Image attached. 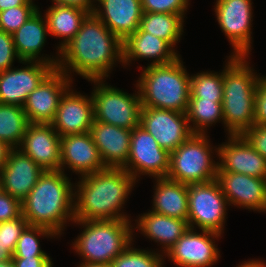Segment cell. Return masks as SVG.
I'll use <instances>...</instances> for the list:
<instances>
[{
    "label": "cell",
    "instance_id": "cell-22",
    "mask_svg": "<svg viewBox=\"0 0 266 267\" xmlns=\"http://www.w3.org/2000/svg\"><path fill=\"white\" fill-rule=\"evenodd\" d=\"M95 3L94 14L122 41L139 29L143 15L141 0H95Z\"/></svg>",
    "mask_w": 266,
    "mask_h": 267
},
{
    "label": "cell",
    "instance_id": "cell-41",
    "mask_svg": "<svg viewBox=\"0 0 266 267\" xmlns=\"http://www.w3.org/2000/svg\"><path fill=\"white\" fill-rule=\"evenodd\" d=\"M255 125H266V76H260L255 92Z\"/></svg>",
    "mask_w": 266,
    "mask_h": 267
},
{
    "label": "cell",
    "instance_id": "cell-6",
    "mask_svg": "<svg viewBox=\"0 0 266 267\" xmlns=\"http://www.w3.org/2000/svg\"><path fill=\"white\" fill-rule=\"evenodd\" d=\"M83 231L72 242L81 263H107L120 255L133 241L131 220H81L73 221Z\"/></svg>",
    "mask_w": 266,
    "mask_h": 267
},
{
    "label": "cell",
    "instance_id": "cell-5",
    "mask_svg": "<svg viewBox=\"0 0 266 267\" xmlns=\"http://www.w3.org/2000/svg\"><path fill=\"white\" fill-rule=\"evenodd\" d=\"M137 80L142 107L186 113L191 76L181 56L164 65H147Z\"/></svg>",
    "mask_w": 266,
    "mask_h": 267
},
{
    "label": "cell",
    "instance_id": "cell-34",
    "mask_svg": "<svg viewBox=\"0 0 266 267\" xmlns=\"http://www.w3.org/2000/svg\"><path fill=\"white\" fill-rule=\"evenodd\" d=\"M55 238L58 236L51 230L28 225L22 232L17 241L13 257H32V256H49L44 250L41 249L39 237Z\"/></svg>",
    "mask_w": 266,
    "mask_h": 267
},
{
    "label": "cell",
    "instance_id": "cell-7",
    "mask_svg": "<svg viewBox=\"0 0 266 267\" xmlns=\"http://www.w3.org/2000/svg\"><path fill=\"white\" fill-rule=\"evenodd\" d=\"M207 135L193 133L170 152L167 178L186 185L205 183L217 178L218 162H215L212 154L214 151L215 155L218 154V147H212Z\"/></svg>",
    "mask_w": 266,
    "mask_h": 267
},
{
    "label": "cell",
    "instance_id": "cell-28",
    "mask_svg": "<svg viewBox=\"0 0 266 267\" xmlns=\"http://www.w3.org/2000/svg\"><path fill=\"white\" fill-rule=\"evenodd\" d=\"M48 33L62 41L56 48L59 51L65 47L81 28L83 21L90 14L87 11L72 7L53 4L45 12Z\"/></svg>",
    "mask_w": 266,
    "mask_h": 267
},
{
    "label": "cell",
    "instance_id": "cell-3",
    "mask_svg": "<svg viewBox=\"0 0 266 267\" xmlns=\"http://www.w3.org/2000/svg\"><path fill=\"white\" fill-rule=\"evenodd\" d=\"M66 175L61 170L44 171L21 202L29 225L47 228L58 237L66 223L74 221V183Z\"/></svg>",
    "mask_w": 266,
    "mask_h": 267
},
{
    "label": "cell",
    "instance_id": "cell-48",
    "mask_svg": "<svg viewBox=\"0 0 266 267\" xmlns=\"http://www.w3.org/2000/svg\"><path fill=\"white\" fill-rule=\"evenodd\" d=\"M78 267H111L107 263H81Z\"/></svg>",
    "mask_w": 266,
    "mask_h": 267
},
{
    "label": "cell",
    "instance_id": "cell-50",
    "mask_svg": "<svg viewBox=\"0 0 266 267\" xmlns=\"http://www.w3.org/2000/svg\"><path fill=\"white\" fill-rule=\"evenodd\" d=\"M26 2L30 3V4H33L35 5L34 1L33 0H26Z\"/></svg>",
    "mask_w": 266,
    "mask_h": 267
},
{
    "label": "cell",
    "instance_id": "cell-44",
    "mask_svg": "<svg viewBox=\"0 0 266 267\" xmlns=\"http://www.w3.org/2000/svg\"><path fill=\"white\" fill-rule=\"evenodd\" d=\"M26 0H0V12L12 7L25 5Z\"/></svg>",
    "mask_w": 266,
    "mask_h": 267
},
{
    "label": "cell",
    "instance_id": "cell-36",
    "mask_svg": "<svg viewBox=\"0 0 266 267\" xmlns=\"http://www.w3.org/2000/svg\"><path fill=\"white\" fill-rule=\"evenodd\" d=\"M28 225L23 215L13 220L0 222V241L12 254L15 252L18 239Z\"/></svg>",
    "mask_w": 266,
    "mask_h": 267
},
{
    "label": "cell",
    "instance_id": "cell-18",
    "mask_svg": "<svg viewBox=\"0 0 266 267\" xmlns=\"http://www.w3.org/2000/svg\"><path fill=\"white\" fill-rule=\"evenodd\" d=\"M60 137L51 124L30 123L18 149L44 171H58L61 166Z\"/></svg>",
    "mask_w": 266,
    "mask_h": 267
},
{
    "label": "cell",
    "instance_id": "cell-31",
    "mask_svg": "<svg viewBox=\"0 0 266 267\" xmlns=\"http://www.w3.org/2000/svg\"><path fill=\"white\" fill-rule=\"evenodd\" d=\"M185 114L193 133L206 134L212 124L219 121L224 124L222 102L189 99Z\"/></svg>",
    "mask_w": 266,
    "mask_h": 267
},
{
    "label": "cell",
    "instance_id": "cell-24",
    "mask_svg": "<svg viewBox=\"0 0 266 267\" xmlns=\"http://www.w3.org/2000/svg\"><path fill=\"white\" fill-rule=\"evenodd\" d=\"M90 133L106 168L127 164L132 130L94 120Z\"/></svg>",
    "mask_w": 266,
    "mask_h": 267
},
{
    "label": "cell",
    "instance_id": "cell-45",
    "mask_svg": "<svg viewBox=\"0 0 266 267\" xmlns=\"http://www.w3.org/2000/svg\"><path fill=\"white\" fill-rule=\"evenodd\" d=\"M12 148L9 147L5 142L0 140V170L3 168L7 161L8 154Z\"/></svg>",
    "mask_w": 266,
    "mask_h": 267
},
{
    "label": "cell",
    "instance_id": "cell-40",
    "mask_svg": "<svg viewBox=\"0 0 266 267\" xmlns=\"http://www.w3.org/2000/svg\"><path fill=\"white\" fill-rule=\"evenodd\" d=\"M241 136L266 159V125H254L244 131Z\"/></svg>",
    "mask_w": 266,
    "mask_h": 267
},
{
    "label": "cell",
    "instance_id": "cell-10",
    "mask_svg": "<svg viewBox=\"0 0 266 267\" xmlns=\"http://www.w3.org/2000/svg\"><path fill=\"white\" fill-rule=\"evenodd\" d=\"M170 167V152L140 125L132 130L127 164L123 167L138 182L141 175L166 177Z\"/></svg>",
    "mask_w": 266,
    "mask_h": 267
},
{
    "label": "cell",
    "instance_id": "cell-43",
    "mask_svg": "<svg viewBox=\"0 0 266 267\" xmlns=\"http://www.w3.org/2000/svg\"><path fill=\"white\" fill-rule=\"evenodd\" d=\"M52 2L53 4L77 7L90 14L95 12V0H52Z\"/></svg>",
    "mask_w": 266,
    "mask_h": 267
},
{
    "label": "cell",
    "instance_id": "cell-21",
    "mask_svg": "<svg viewBox=\"0 0 266 267\" xmlns=\"http://www.w3.org/2000/svg\"><path fill=\"white\" fill-rule=\"evenodd\" d=\"M43 172L44 170L20 149H11L0 170L2 191L22 202Z\"/></svg>",
    "mask_w": 266,
    "mask_h": 267
},
{
    "label": "cell",
    "instance_id": "cell-42",
    "mask_svg": "<svg viewBox=\"0 0 266 267\" xmlns=\"http://www.w3.org/2000/svg\"><path fill=\"white\" fill-rule=\"evenodd\" d=\"M15 267H53L50 256L12 257Z\"/></svg>",
    "mask_w": 266,
    "mask_h": 267
},
{
    "label": "cell",
    "instance_id": "cell-20",
    "mask_svg": "<svg viewBox=\"0 0 266 267\" xmlns=\"http://www.w3.org/2000/svg\"><path fill=\"white\" fill-rule=\"evenodd\" d=\"M60 148L62 172L67 167L82 177L106 168L90 132L60 137Z\"/></svg>",
    "mask_w": 266,
    "mask_h": 267
},
{
    "label": "cell",
    "instance_id": "cell-23",
    "mask_svg": "<svg viewBox=\"0 0 266 267\" xmlns=\"http://www.w3.org/2000/svg\"><path fill=\"white\" fill-rule=\"evenodd\" d=\"M47 34L49 35L47 20L45 15H41V11L38 9L12 34L13 43L20 60L39 61L57 68L59 53H56L57 56H52V58L49 55L45 57H43V54L41 55Z\"/></svg>",
    "mask_w": 266,
    "mask_h": 267
},
{
    "label": "cell",
    "instance_id": "cell-14",
    "mask_svg": "<svg viewBox=\"0 0 266 267\" xmlns=\"http://www.w3.org/2000/svg\"><path fill=\"white\" fill-rule=\"evenodd\" d=\"M72 79L54 68L29 95L23 106L29 123L50 124L56 115L61 97Z\"/></svg>",
    "mask_w": 266,
    "mask_h": 267
},
{
    "label": "cell",
    "instance_id": "cell-8",
    "mask_svg": "<svg viewBox=\"0 0 266 267\" xmlns=\"http://www.w3.org/2000/svg\"><path fill=\"white\" fill-rule=\"evenodd\" d=\"M94 83L91 93L94 103V120L133 130L140 125L141 97L138 90L129 94L104 83L105 79L88 80ZM96 85V86H95Z\"/></svg>",
    "mask_w": 266,
    "mask_h": 267
},
{
    "label": "cell",
    "instance_id": "cell-26",
    "mask_svg": "<svg viewBox=\"0 0 266 267\" xmlns=\"http://www.w3.org/2000/svg\"><path fill=\"white\" fill-rule=\"evenodd\" d=\"M135 220L137 227L143 236L162 245L159 252L165 254L175 242L189 229L188 220L168 217L156 214L152 211L143 213Z\"/></svg>",
    "mask_w": 266,
    "mask_h": 267
},
{
    "label": "cell",
    "instance_id": "cell-9",
    "mask_svg": "<svg viewBox=\"0 0 266 267\" xmlns=\"http://www.w3.org/2000/svg\"><path fill=\"white\" fill-rule=\"evenodd\" d=\"M188 206L189 228L224 233L229 204L217 179L188 185Z\"/></svg>",
    "mask_w": 266,
    "mask_h": 267
},
{
    "label": "cell",
    "instance_id": "cell-15",
    "mask_svg": "<svg viewBox=\"0 0 266 267\" xmlns=\"http://www.w3.org/2000/svg\"><path fill=\"white\" fill-rule=\"evenodd\" d=\"M21 64L26 66L0 71V103L23 107L28 95L54 69L39 61H22Z\"/></svg>",
    "mask_w": 266,
    "mask_h": 267
},
{
    "label": "cell",
    "instance_id": "cell-12",
    "mask_svg": "<svg viewBox=\"0 0 266 267\" xmlns=\"http://www.w3.org/2000/svg\"><path fill=\"white\" fill-rule=\"evenodd\" d=\"M189 228L164 254L178 267H211L219 260L220 250L215 240L220 234Z\"/></svg>",
    "mask_w": 266,
    "mask_h": 267
},
{
    "label": "cell",
    "instance_id": "cell-47",
    "mask_svg": "<svg viewBox=\"0 0 266 267\" xmlns=\"http://www.w3.org/2000/svg\"><path fill=\"white\" fill-rule=\"evenodd\" d=\"M236 267H266V263L262 262V260L259 261V259H251L250 261H244Z\"/></svg>",
    "mask_w": 266,
    "mask_h": 267
},
{
    "label": "cell",
    "instance_id": "cell-30",
    "mask_svg": "<svg viewBox=\"0 0 266 267\" xmlns=\"http://www.w3.org/2000/svg\"><path fill=\"white\" fill-rule=\"evenodd\" d=\"M23 107L0 103V140L12 149L19 148L29 125Z\"/></svg>",
    "mask_w": 266,
    "mask_h": 267
},
{
    "label": "cell",
    "instance_id": "cell-11",
    "mask_svg": "<svg viewBox=\"0 0 266 267\" xmlns=\"http://www.w3.org/2000/svg\"><path fill=\"white\" fill-rule=\"evenodd\" d=\"M251 0H216L215 16L222 32L232 45L231 56L250 55L253 8Z\"/></svg>",
    "mask_w": 266,
    "mask_h": 267
},
{
    "label": "cell",
    "instance_id": "cell-19",
    "mask_svg": "<svg viewBox=\"0 0 266 267\" xmlns=\"http://www.w3.org/2000/svg\"><path fill=\"white\" fill-rule=\"evenodd\" d=\"M227 137V142L218 145V171L266 179V159L241 135H228Z\"/></svg>",
    "mask_w": 266,
    "mask_h": 267
},
{
    "label": "cell",
    "instance_id": "cell-33",
    "mask_svg": "<svg viewBox=\"0 0 266 267\" xmlns=\"http://www.w3.org/2000/svg\"><path fill=\"white\" fill-rule=\"evenodd\" d=\"M163 256L159 251L134 248L131 243L111 262V267H165Z\"/></svg>",
    "mask_w": 266,
    "mask_h": 267
},
{
    "label": "cell",
    "instance_id": "cell-37",
    "mask_svg": "<svg viewBox=\"0 0 266 267\" xmlns=\"http://www.w3.org/2000/svg\"><path fill=\"white\" fill-rule=\"evenodd\" d=\"M143 12L170 13L184 15L190 5L189 0H141Z\"/></svg>",
    "mask_w": 266,
    "mask_h": 267
},
{
    "label": "cell",
    "instance_id": "cell-1",
    "mask_svg": "<svg viewBox=\"0 0 266 267\" xmlns=\"http://www.w3.org/2000/svg\"><path fill=\"white\" fill-rule=\"evenodd\" d=\"M122 43L94 13L89 14L73 39L59 51L57 69L71 79L72 72L86 80L107 79L116 62L123 64Z\"/></svg>",
    "mask_w": 266,
    "mask_h": 267
},
{
    "label": "cell",
    "instance_id": "cell-38",
    "mask_svg": "<svg viewBox=\"0 0 266 267\" xmlns=\"http://www.w3.org/2000/svg\"><path fill=\"white\" fill-rule=\"evenodd\" d=\"M15 59L19 63L22 62L17 55L13 43V36L0 30V71L10 69Z\"/></svg>",
    "mask_w": 266,
    "mask_h": 267
},
{
    "label": "cell",
    "instance_id": "cell-25",
    "mask_svg": "<svg viewBox=\"0 0 266 267\" xmlns=\"http://www.w3.org/2000/svg\"><path fill=\"white\" fill-rule=\"evenodd\" d=\"M123 67L134 60L151 59L149 65H164L175 61L180 55L165 40L148 32H135L127 36L122 43Z\"/></svg>",
    "mask_w": 266,
    "mask_h": 267
},
{
    "label": "cell",
    "instance_id": "cell-35",
    "mask_svg": "<svg viewBox=\"0 0 266 267\" xmlns=\"http://www.w3.org/2000/svg\"><path fill=\"white\" fill-rule=\"evenodd\" d=\"M39 7L30 3L25 5L12 7L0 12V30L8 34H13L19 29L37 10Z\"/></svg>",
    "mask_w": 266,
    "mask_h": 267
},
{
    "label": "cell",
    "instance_id": "cell-13",
    "mask_svg": "<svg viewBox=\"0 0 266 267\" xmlns=\"http://www.w3.org/2000/svg\"><path fill=\"white\" fill-rule=\"evenodd\" d=\"M140 126L153 136L160 147L169 152L193 134L186 114L173 110L142 107Z\"/></svg>",
    "mask_w": 266,
    "mask_h": 267
},
{
    "label": "cell",
    "instance_id": "cell-16",
    "mask_svg": "<svg viewBox=\"0 0 266 267\" xmlns=\"http://www.w3.org/2000/svg\"><path fill=\"white\" fill-rule=\"evenodd\" d=\"M70 88L61 97L55 118L50 123L61 137L88 133L94 121L92 95L85 96Z\"/></svg>",
    "mask_w": 266,
    "mask_h": 267
},
{
    "label": "cell",
    "instance_id": "cell-2",
    "mask_svg": "<svg viewBox=\"0 0 266 267\" xmlns=\"http://www.w3.org/2000/svg\"><path fill=\"white\" fill-rule=\"evenodd\" d=\"M136 182L124 168H105L80 177L74 183V221L131 220L123 206Z\"/></svg>",
    "mask_w": 266,
    "mask_h": 267
},
{
    "label": "cell",
    "instance_id": "cell-32",
    "mask_svg": "<svg viewBox=\"0 0 266 267\" xmlns=\"http://www.w3.org/2000/svg\"><path fill=\"white\" fill-rule=\"evenodd\" d=\"M189 99L223 101V70L219 72H198L191 75Z\"/></svg>",
    "mask_w": 266,
    "mask_h": 267
},
{
    "label": "cell",
    "instance_id": "cell-29",
    "mask_svg": "<svg viewBox=\"0 0 266 267\" xmlns=\"http://www.w3.org/2000/svg\"><path fill=\"white\" fill-rule=\"evenodd\" d=\"M184 18V15L143 12L136 32H148L167 41L174 48L184 32Z\"/></svg>",
    "mask_w": 266,
    "mask_h": 267
},
{
    "label": "cell",
    "instance_id": "cell-49",
    "mask_svg": "<svg viewBox=\"0 0 266 267\" xmlns=\"http://www.w3.org/2000/svg\"><path fill=\"white\" fill-rule=\"evenodd\" d=\"M0 267H15L13 264V260L9 259L7 261L0 262Z\"/></svg>",
    "mask_w": 266,
    "mask_h": 267
},
{
    "label": "cell",
    "instance_id": "cell-39",
    "mask_svg": "<svg viewBox=\"0 0 266 267\" xmlns=\"http://www.w3.org/2000/svg\"><path fill=\"white\" fill-rule=\"evenodd\" d=\"M22 215L21 201L9 193L0 192V222L16 219Z\"/></svg>",
    "mask_w": 266,
    "mask_h": 267
},
{
    "label": "cell",
    "instance_id": "cell-46",
    "mask_svg": "<svg viewBox=\"0 0 266 267\" xmlns=\"http://www.w3.org/2000/svg\"><path fill=\"white\" fill-rule=\"evenodd\" d=\"M13 254L7 249L6 245L0 241V262L12 259Z\"/></svg>",
    "mask_w": 266,
    "mask_h": 267
},
{
    "label": "cell",
    "instance_id": "cell-27",
    "mask_svg": "<svg viewBox=\"0 0 266 267\" xmlns=\"http://www.w3.org/2000/svg\"><path fill=\"white\" fill-rule=\"evenodd\" d=\"M153 206L150 211L182 220H188V185L167 177L154 178Z\"/></svg>",
    "mask_w": 266,
    "mask_h": 267
},
{
    "label": "cell",
    "instance_id": "cell-17",
    "mask_svg": "<svg viewBox=\"0 0 266 267\" xmlns=\"http://www.w3.org/2000/svg\"><path fill=\"white\" fill-rule=\"evenodd\" d=\"M216 179L229 206L266 213V179L226 171Z\"/></svg>",
    "mask_w": 266,
    "mask_h": 267
},
{
    "label": "cell",
    "instance_id": "cell-51",
    "mask_svg": "<svg viewBox=\"0 0 266 267\" xmlns=\"http://www.w3.org/2000/svg\"><path fill=\"white\" fill-rule=\"evenodd\" d=\"M2 191L1 173H0V192Z\"/></svg>",
    "mask_w": 266,
    "mask_h": 267
},
{
    "label": "cell",
    "instance_id": "cell-4",
    "mask_svg": "<svg viewBox=\"0 0 266 267\" xmlns=\"http://www.w3.org/2000/svg\"><path fill=\"white\" fill-rule=\"evenodd\" d=\"M249 56H228L223 69V120L227 135H241L255 125V92L260 74Z\"/></svg>",
    "mask_w": 266,
    "mask_h": 267
}]
</instances>
